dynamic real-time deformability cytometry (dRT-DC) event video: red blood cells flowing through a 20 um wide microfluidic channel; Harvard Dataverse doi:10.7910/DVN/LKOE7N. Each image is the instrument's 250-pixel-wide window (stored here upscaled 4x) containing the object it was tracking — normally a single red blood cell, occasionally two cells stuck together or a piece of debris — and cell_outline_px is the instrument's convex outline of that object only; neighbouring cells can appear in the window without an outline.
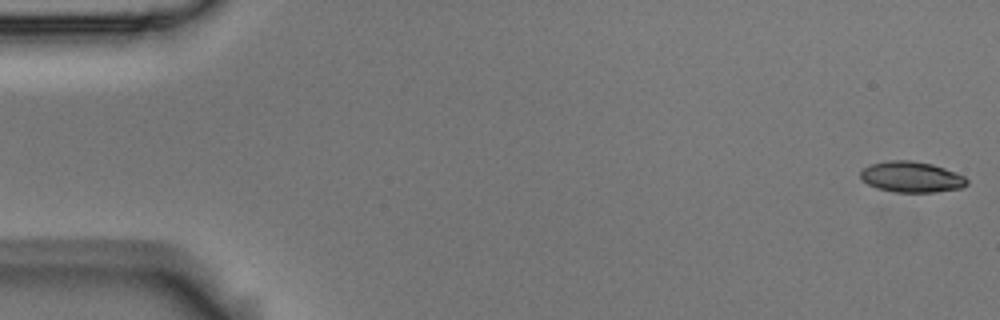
{"species": "Egyptian fruit bat (a non-hibernating species)", "species_latin": "Rousettus aegyptiacus", "temperature_condition": "room temperature", "stored_images_in_passage": 54, "camera_frame_rate_fps": 3000, "um_per_image_px": 0.085, "animal": {"sex": "male"}, "frame": {"image": 1, "passage_image": 1, "time_ms": 0.0, "image_size_px": [1000, 320], "cell_outline_px": [[968, 184], [960, 188], [936, 192], [896, 192], [876, 188], [868, 184], [860, 176], [860, 172], [868, 164], [888, 160], [912, 160], [932, 164], [944, 168], [964, 176], [968, 180]], "centroid_in_image_um": [77.46, 15.03], "position_along_channel_um": 7.5, "area_um2": 19.13}}
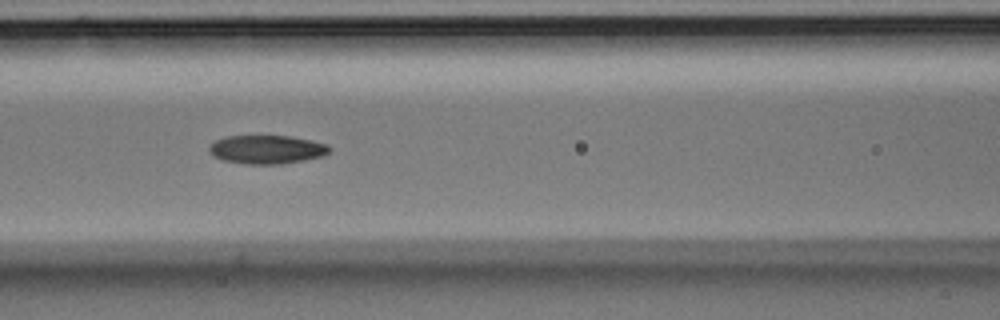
{"frame": {"image": 2, "passage_image": 23, "time_ms": 7.333, "image_size_px": [1000, 320], "cell_outline_px": [[332, 148], [324, 156], [304, 160], [280, 164], [244, 164], [224, 160], [212, 156], [208, 152], [208, 148], [216, 140], [224, 136], [292, 136], [312, 140], [328, 144]], "centroid_in_image_um": [22.69, 12.7], "position_along_channel_um": 143.9, "area_um2": 20.23}}
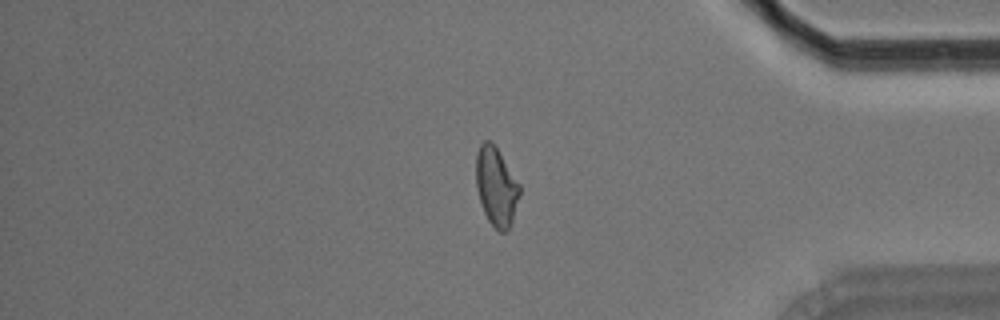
{"frame": {"image": 3, "passage_image": 45, "time_ms": 14.667, "image_size_px": [1000, 320], "cell_outline_px": [[520, 196], [512, 220], [508, 228], [504, 232], [500, 232], [488, 220], [484, 212], [476, 188], [476, 152], [480, 144], [484, 140], [492, 140], [520, 184]], "centroid_in_image_um": [42.17, 15.81], "position_along_channel_um": 393.0, "area_um2": 20.0}, "authors_computed_cell_mechanics": {"area_um2": 19.941, "velocity_mm_per_s": 3.7434, "shape_relaxation_time_tau1_ms": 7.4512, "shape_relaxation_time_tau2_ms": 3.3811, "deformation_change_tau1": 0.1722, "deformation_change_tau2": 0.0963}}